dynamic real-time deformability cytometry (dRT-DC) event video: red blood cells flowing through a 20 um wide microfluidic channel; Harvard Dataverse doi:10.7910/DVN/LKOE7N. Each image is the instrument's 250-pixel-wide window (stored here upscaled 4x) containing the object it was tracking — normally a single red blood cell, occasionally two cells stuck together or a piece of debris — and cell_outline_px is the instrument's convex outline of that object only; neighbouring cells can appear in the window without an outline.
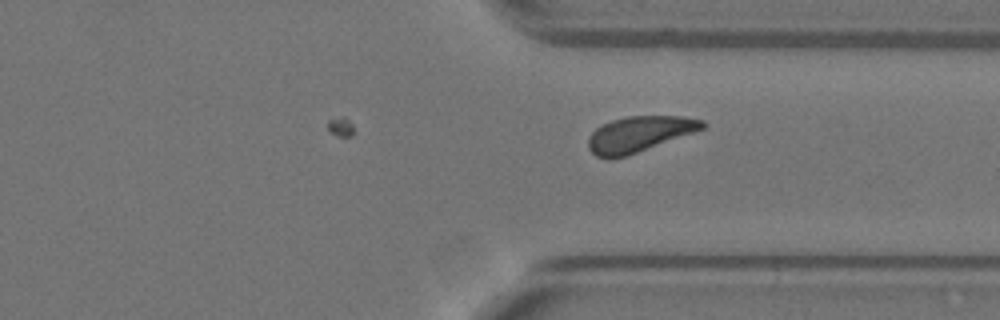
{"species": "Egyptian fruit bat (a non-hibernating species)", "species_latin": "Rousettus aegyptiacus", "temperature_condition": "warm", "stored_images_in_passage": 33, "camera_frame_rate_fps": 3000, "um_per_image_px": 0.085, "animal": {"sex": "female"}, "frame": {"image": 1, "passage_image": 33, "time_ms": 10.667, "image_size_px": [1000, 320], "cell_outline_px": [[708, 124], [704, 128], [628, 156], [608, 160], [596, 156], [588, 148], [588, 136], [596, 128], [612, 120], [628, 116], [680, 116], [704, 120]], "centroid_in_image_um": [54.31, 11.41], "position_along_channel_um": 357.1, "area_um2": 23.76}}